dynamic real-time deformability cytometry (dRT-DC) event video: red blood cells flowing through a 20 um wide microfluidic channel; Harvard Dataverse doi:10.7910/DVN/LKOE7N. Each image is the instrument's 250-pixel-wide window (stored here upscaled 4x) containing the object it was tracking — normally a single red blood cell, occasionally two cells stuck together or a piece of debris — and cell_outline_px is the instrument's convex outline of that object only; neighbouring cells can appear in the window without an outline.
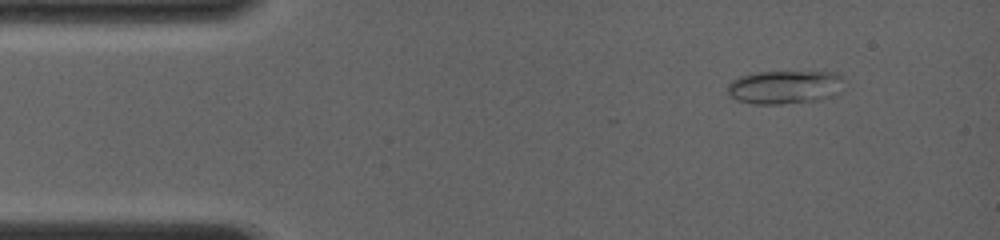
{"species": "common noctule bat (a hibernating species)", "species_latin": "Nyctalus noctula", "temperature_condition": "room temperature", "stored_images_in_passage": 35, "camera_frame_rate_fps": 4000, "um_per_image_px": 0.085, "animal": {"sex": "female", "body_mass_g": 19.0, "forearm_length_mm": 56.7}, "frame": {"image": 1, "passage_image": 2, "time_ms": 0.5, "image_size_px": [1000, 240], "cell_outline_px": [[840, 76], [832, 96], [816, 100], [780, 104], [752, 104], [736, 100], [728, 92], [728, 84], [732, 80], [740, 76], [756, 72], [836, 72]], "centroid_in_image_um": [66.56, 7.4], "position_along_channel_um": 18.4, "area_um2": 22.02}}
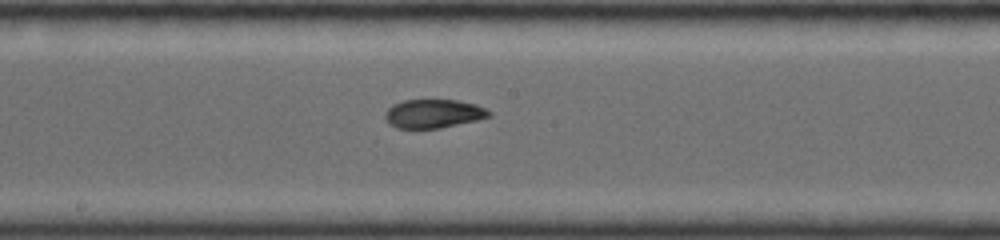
{"frame": {"image": 2, "passage_image": 18, "time_ms": 7.0, "image_size_px": [1000, 240], "cell_outline_px": [[492, 116], [476, 120], [440, 128], [396, 128], [388, 124], [384, 116], [388, 108], [392, 104], [404, 100], [456, 100], [476, 104], [492, 112]], "centroid_in_image_um": [36.83, 9.66], "position_along_channel_um": 211.4, "area_um2": 17.4}}
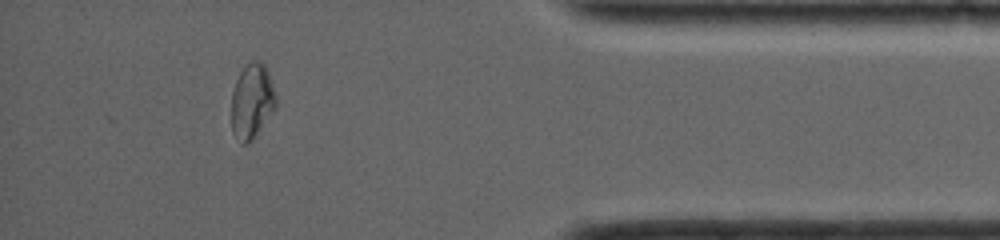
{"frame": {"image": 3, "passage_image": 31, "time_ms": 12.5, "image_size_px": [1000, 240], "cell_outline_px": [[276, 108], [252, 140], [248, 144], [240, 144], [232, 132], [232, 92], [236, 80], [240, 72], [252, 60], [260, 60], [268, 68], [276, 92]], "centroid_in_image_um": [21.44, 8.6], "position_along_channel_um": 413.8, "area_um2": 19.71}, "authors_computed_cell_mechanics": {"area_um2": 18.5538, "velocity_mm_per_s": 4.1213, "shape_relaxation_time_tau1_ms": null, "shape_relaxation_time_tau2_ms": 0.8821, "deformation_change_tau1": null, "deformation_change_tau2": 0.0342}}